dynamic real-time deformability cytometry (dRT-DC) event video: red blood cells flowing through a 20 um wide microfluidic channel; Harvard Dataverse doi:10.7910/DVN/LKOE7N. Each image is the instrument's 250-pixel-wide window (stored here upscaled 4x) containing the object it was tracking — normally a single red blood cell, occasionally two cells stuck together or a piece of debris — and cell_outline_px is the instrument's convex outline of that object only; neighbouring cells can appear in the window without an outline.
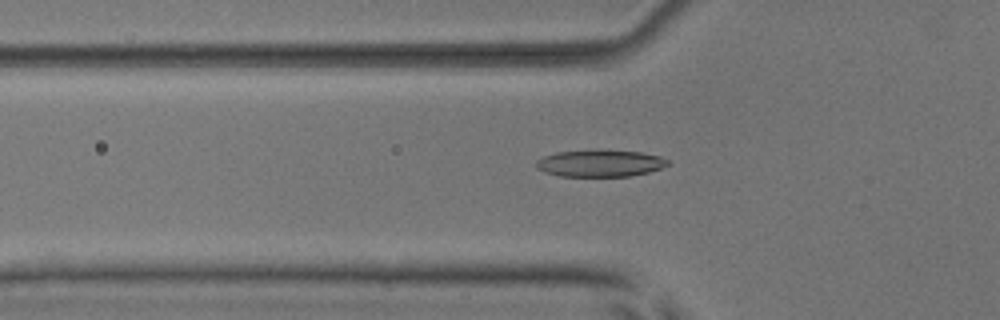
{"species": "common noctule bat (a hibernating species)", "species_latin": "Nyctalus noctula", "temperature_condition": "room temperature", "stored_images_in_passage": 52, "camera_frame_rate_fps": 3000, "um_per_image_px": 0.085, "animal": {"sex": "male", "body_mass_g": 17.9, "forearm_length_mm": 54.2}, "frame": {"image": 1, "passage_image": 18, "time_ms": 5.667, "image_size_px": [1000, 320], "cell_outline_px": [[668, 164], [660, 168], [648, 172], [628, 176], [560, 176], [544, 172], [536, 168], [536, 160], [544, 156], [556, 152], [604, 148], [640, 152], [660, 156], [668, 160]], "centroid_in_image_um": [50.97, 13.85], "position_along_channel_um": 74.8, "area_um2": 20.98}}
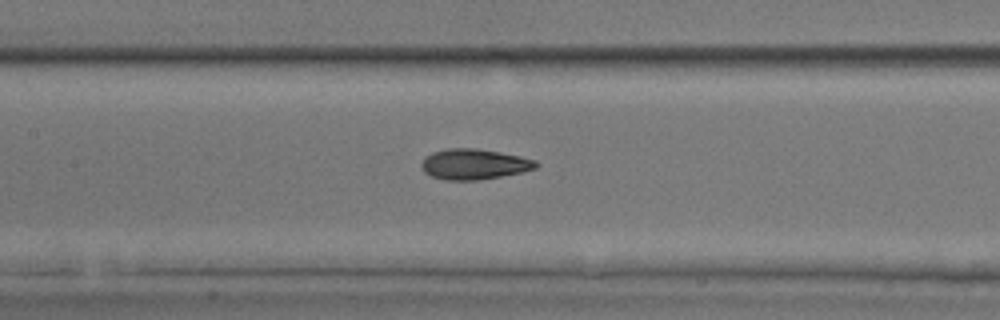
{"frame": {"image": 2, "passage_image": 25, "time_ms": 8.0, "image_size_px": [1000, 320], "cell_outline_px": [[540, 164], [536, 168], [524, 172], [476, 180], [444, 180], [432, 176], [424, 172], [420, 164], [424, 156], [432, 152], [448, 148], [476, 148], [500, 152], [520, 156], [536, 160]], "centroid_in_image_um": [40.29, 13.95], "position_along_channel_um": 167.1, "area_um2": 20.52}}
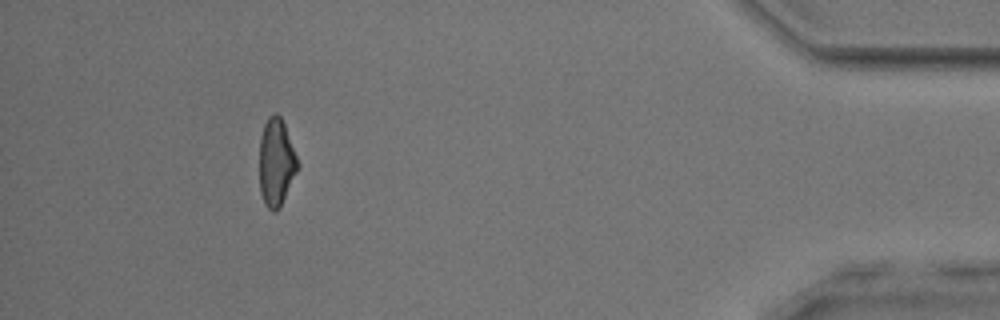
{"frame": {"image": 3, "passage_image": 48, "time_ms": 15.667, "image_size_px": [1000, 320], "cell_outline_px": [[300, 168], [280, 208], [276, 212], [272, 212], [264, 204], [260, 192], [260, 136], [264, 124], [268, 116], [272, 112], [276, 112], [280, 116], [284, 124], [300, 164]], "centroid_in_image_um": [23.5, 13.82], "position_along_channel_um": 411.7, "area_um2": 19.94}, "authors_computed_cell_mechanics": {"area_um2": 20.0855, "velocity_mm_per_s": 3.9409, "shape_relaxation_time_tau1_ms": 4.1332, "shape_relaxation_time_tau2_ms": 2.056, "deformation_change_tau1": 0.1467, "deformation_change_tau2": 0.097}}